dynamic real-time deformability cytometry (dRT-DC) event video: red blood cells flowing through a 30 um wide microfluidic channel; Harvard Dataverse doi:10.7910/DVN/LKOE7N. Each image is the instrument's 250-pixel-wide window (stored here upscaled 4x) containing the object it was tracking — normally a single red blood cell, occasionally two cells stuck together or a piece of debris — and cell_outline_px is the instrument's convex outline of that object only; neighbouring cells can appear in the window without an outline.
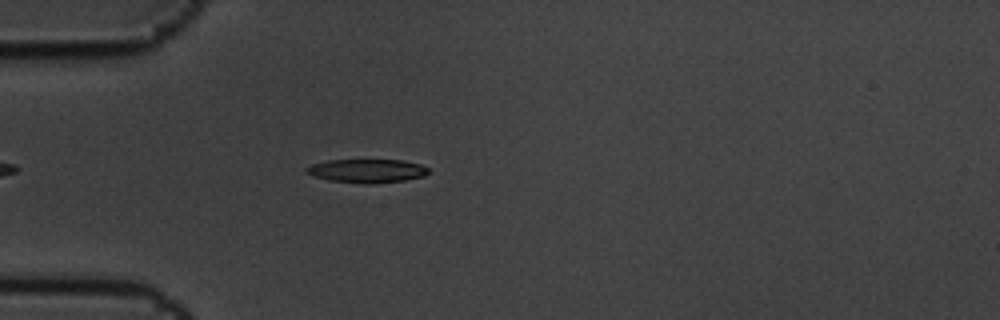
{"species": "common noctule bat (a hibernating species)", "species_latin": "Nyctalus noctula", "temperature_condition": "cold", "stored_images_in_passage": 3, "camera_frame_rate_fps": 3000, "um_per_image_px": 0.085, "animal": {"sex": "male", "body_mass_g": 19.5, "forearm_length_mm": 54.6}, "frame": {"image": 1, "passage_image": 3, "time_ms": 0.667, "image_size_px": [1000, 320], "cell_outline_px": [[428, 172], [424, 176], [404, 180], [372, 184], [364, 184], [328, 180], [312, 176], [304, 172], [304, 168], [312, 164], [328, 160], [400, 160], [420, 164], [428, 168]], "centroid_in_image_um": [31.13, 14.53], "position_along_channel_um": 53.9, "area_um2": 16.88}}